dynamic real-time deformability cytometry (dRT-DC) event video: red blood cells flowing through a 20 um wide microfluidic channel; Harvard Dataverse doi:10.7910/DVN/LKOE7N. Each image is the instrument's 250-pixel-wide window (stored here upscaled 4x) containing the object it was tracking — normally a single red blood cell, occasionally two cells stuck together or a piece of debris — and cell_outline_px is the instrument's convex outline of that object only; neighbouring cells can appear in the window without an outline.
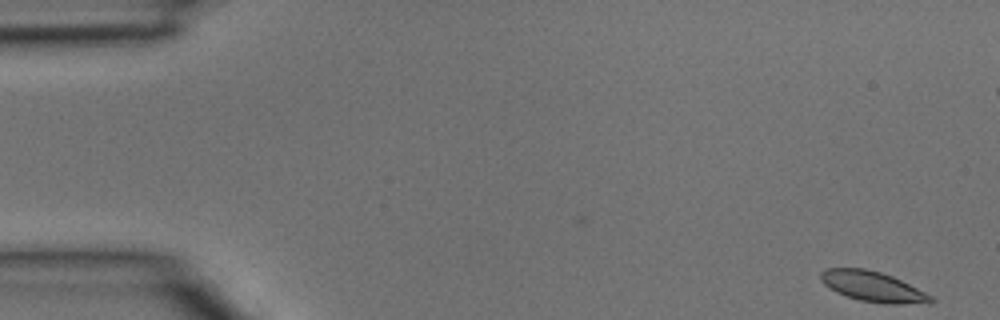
{"species": "common noctule bat (a hibernating species)", "species_latin": "Nyctalus noctula", "temperature_condition": "room temperature", "stored_images_in_passage": 39, "camera_frame_rate_fps": 3000, "um_per_image_px": 0.085, "animal": {"sex": "male", "body_mass_g": 15.6}, "frame": {"image": 1, "passage_image": 1, "time_ms": 0.0, "image_size_px": [1000, 320], "cell_outline_px": [[936, 300], [928, 304], [888, 304], [860, 300], [836, 292], [824, 284], [820, 280], [820, 272], [824, 268], [864, 268], [880, 272], [892, 276], [932, 296]], "centroid_in_image_um": [74.19, 24.36], "position_along_channel_um": 10.8, "area_um2": 19.36}}